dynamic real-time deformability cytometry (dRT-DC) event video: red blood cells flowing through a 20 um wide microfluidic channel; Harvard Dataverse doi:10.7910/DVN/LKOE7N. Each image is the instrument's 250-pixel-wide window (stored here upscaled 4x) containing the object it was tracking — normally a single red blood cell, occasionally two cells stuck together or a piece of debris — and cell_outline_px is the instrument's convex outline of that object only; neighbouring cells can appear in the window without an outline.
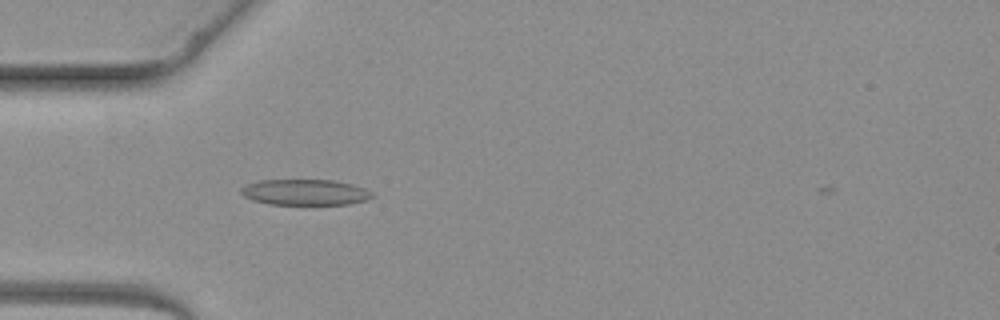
{"species": "common noctule bat (a hibernating species)", "species_latin": "Nyctalus noctula", "temperature_condition": "warm", "stored_images_in_passage": 4, "camera_frame_rate_fps": 3000, "um_per_image_px": 0.085, "animal": {"sex": "female", "body_mass_g": 19.3, "forearm_length_mm": 54.1}, "frame": {"image": 1, "passage_image": 4, "time_ms": 3.667, "image_size_px": [1000, 320], "cell_outline_px": [[372, 196], [368, 200], [348, 204], [268, 204], [252, 200], [244, 196], [240, 192], [240, 188], [248, 184], [260, 180], [332, 180], [352, 184], [364, 188], [372, 192]], "centroid_in_image_um": [25.92, 16.34], "position_along_channel_um": 59.1, "area_um2": 19.65}}